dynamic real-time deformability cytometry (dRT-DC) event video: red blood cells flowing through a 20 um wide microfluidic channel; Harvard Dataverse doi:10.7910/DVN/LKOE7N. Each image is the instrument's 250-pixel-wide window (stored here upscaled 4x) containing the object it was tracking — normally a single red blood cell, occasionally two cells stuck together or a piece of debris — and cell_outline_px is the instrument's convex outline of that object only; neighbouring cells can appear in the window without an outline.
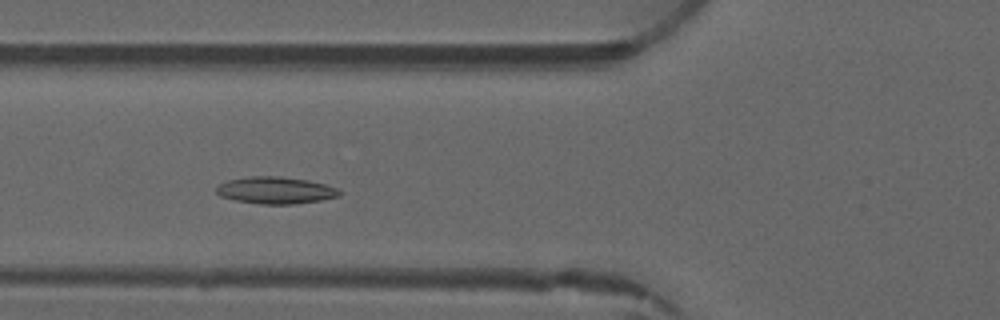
{"species": "common noctule bat (a hibernating species)", "species_latin": "Nyctalus noctula", "temperature_condition": "warm", "stored_images_in_passage": 2, "camera_frame_rate_fps": 3000, "um_per_image_px": 0.085, "animal": {"sex": "male", "forearm_length_mm": 52.5}, "frame": {"image": 1, "passage_image": 2, "time_ms": 1.0, "image_size_px": [1000, 320], "cell_outline_px": [[340, 196], [320, 200], [296, 204], [260, 204], [236, 200], [220, 196], [216, 192], [216, 188], [220, 184], [228, 180], [248, 176], [280, 176], [308, 180], [340, 188]], "centroid_in_image_um": [23.44, 16.17], "position_along_channel_um": 102.4, "area_um2": 19.36}}